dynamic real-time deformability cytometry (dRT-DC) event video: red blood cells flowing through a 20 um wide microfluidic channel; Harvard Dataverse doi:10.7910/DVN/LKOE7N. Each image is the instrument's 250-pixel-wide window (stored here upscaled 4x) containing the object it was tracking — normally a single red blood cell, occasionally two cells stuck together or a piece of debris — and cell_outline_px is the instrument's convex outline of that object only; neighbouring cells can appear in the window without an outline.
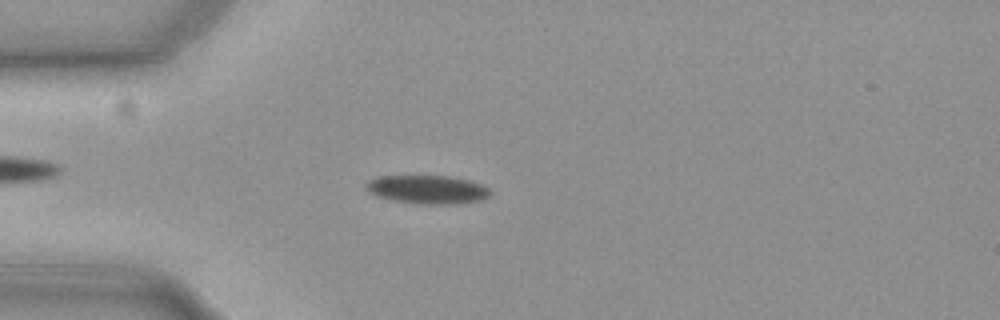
{"species": "common noctule bat (a hibernating species)", "species_latin": "Nyctalus noctula", "temperature_condition": "cold", "stored_images_in_passage": 56, "camera_frame_rate_fps": 3000, "um_per_image_px": 0.085, "animal": {"sex": "female", "body_mass_g": 19.3, "forearm_length_mm": 54.1}, "frame": {"image": 1, "passage_image": 15, "time_ms": 4.667, "image_size_px": [1000, 320], "cell_outline_px": [[492, 192], [488, 196], [480, 200], [456, 204], [416, 204], [392, 200], [376, 196], [368, 192], [364, 184], [368, 180], [376, 176], [448, 176], [468, 180], [480, 184], [488, 188]], "centroid_in_image_um": [36.28, 16.11], "position_along_channel_um": 48.7, "area_um2": 20.75}}
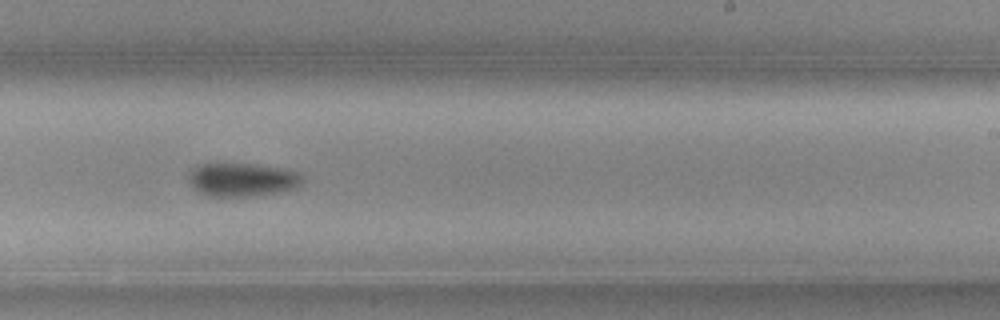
{"frame": {"image": 2, "passage_image": 34, "time_ms": 11.0, "image_size_px": [1000, 320], "cell_outline_px": [[304, 180], [296, 188], [256, 196], [208, 196], [200, 192], [188, 180], [188, 172], [196, 164], [252, 164], [276, 168], [296, 172], [304, 176]], "centroid_in_image_um": [20.56, 15.27], "position_along_channel_um": 268.4, "area_um2": 21.96}}
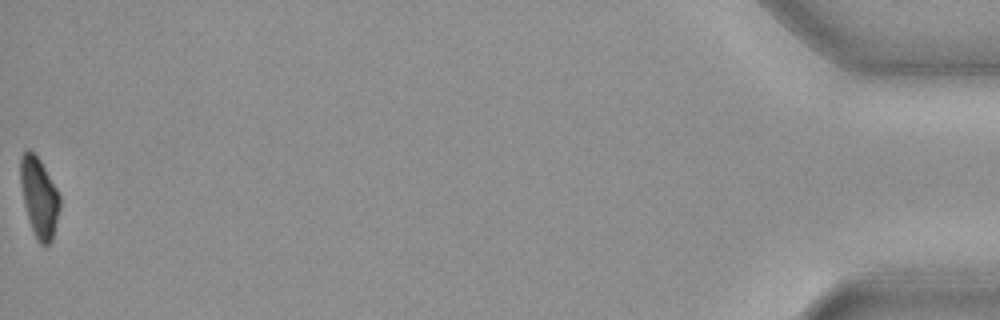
{"frame": {"image": 3, "passage_image": 56, "time_ms": 18.333, "image_size_px": [1000, 320], "cell_outline_px": [[60, 208], [52, 240], [48, 244], [40, 244], [36, 240], [24, 204], [20, 184], [20, 156], [28, 148], [40, 160], [56, 188], [60, 196]], "centroid_in_image_um": [3.32, 16.76], "position_along_channel_um": 431.9, "area_um2": 18.09}, "authors_computed_cell_mechanics": {"area_um2": 20.1722, "velocity_mm_per_s": 3.7022, "shape_relaxation_time_tau1_ms": 3.0862, "shape_relaxation_time_tau2_ms": null, "deformation_change_tau1": 0.0826, "deformation_change_tau2": null}}